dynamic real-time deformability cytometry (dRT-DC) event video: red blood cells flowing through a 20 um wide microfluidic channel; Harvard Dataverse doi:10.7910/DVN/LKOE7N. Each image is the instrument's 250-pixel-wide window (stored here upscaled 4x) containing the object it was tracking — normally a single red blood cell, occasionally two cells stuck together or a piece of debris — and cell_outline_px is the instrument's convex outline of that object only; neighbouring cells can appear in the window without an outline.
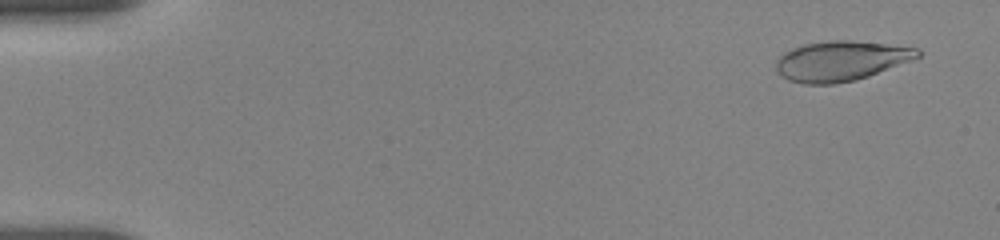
{"species": "human", "species_latin": "Homo sapiens", "temperature_condition": "room temperature", "stored_images_in_passage": 54, "camera_frame_rate_fps": 3000, "um_per_image_px": 0.085, "donor": {"sex": "female"}, "frame": {"image": 1, "passage_image": 2, "time_ms": 0.333, "image_size_px": [1000, 240], "cell_outline_px": [[920, 56], [876, 72], [852, 80], [832, 84], [808, 84], [792, 80], [784, 76], [776, 68], [780, 56], [796, 48], [808, 44], [840, 40], [880, 44], [916, 48], [920, 52]], "centroid_in_image_um": [71.46, 5.18], "position_along_channel_um": 13.5, "area_um2": 31.04}}
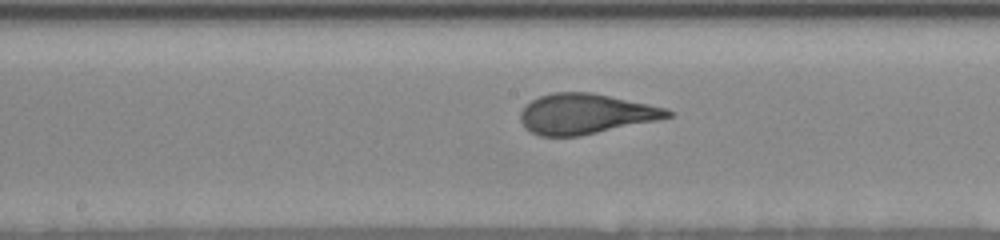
{"frame": {"image": 2, "passage_image": 28, "time_ms": 9.0, "image_size_px": [1000, 240], "cell_outline_px": [[672, 116], [596, 132], [576, 136], [540, 136], [532, 132], [520, 120], [520, 112], [532, 100], [540, 96], [556, 92], [588, 92], [608, 96], [664, 108], [672, 112]], "centroid_in_image_um": [49.7, 9.67], "position_along_channel_um": 198.5, "area_um2": 33.29}}
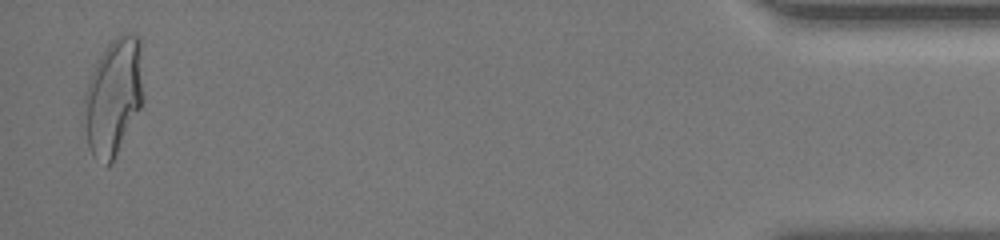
{"frame": {"image": 3, "passage_image": 53, "time_ms": 17.333, "image_size_px": [1000, 240], "cell_outline_px": [[144, 100], [140, 108], [112, 160], [108, 164], [92, 156], [88, 148], [84, 104], [84, 96], [92, 72], [100, 56], [108, 44], [116, 36], [124, 32], [128, 32], [140, 36], [144, 96]], "centroid_in_image_um": [9.68, 8.13], "position_along_channel_um": 425.5, "area_um2": 39.82}, "authors_computed_cell_mechanics": {"area_um2": 33.6974, "velocity_mm_per_s": 3.6526, "shape_relaxation_time_tau1_ms": 4.6675, "shape_relaxation_time_tau2_ms": null, "deformation_change_tau1": 0.2278, "deformation_change_tau2": null}}